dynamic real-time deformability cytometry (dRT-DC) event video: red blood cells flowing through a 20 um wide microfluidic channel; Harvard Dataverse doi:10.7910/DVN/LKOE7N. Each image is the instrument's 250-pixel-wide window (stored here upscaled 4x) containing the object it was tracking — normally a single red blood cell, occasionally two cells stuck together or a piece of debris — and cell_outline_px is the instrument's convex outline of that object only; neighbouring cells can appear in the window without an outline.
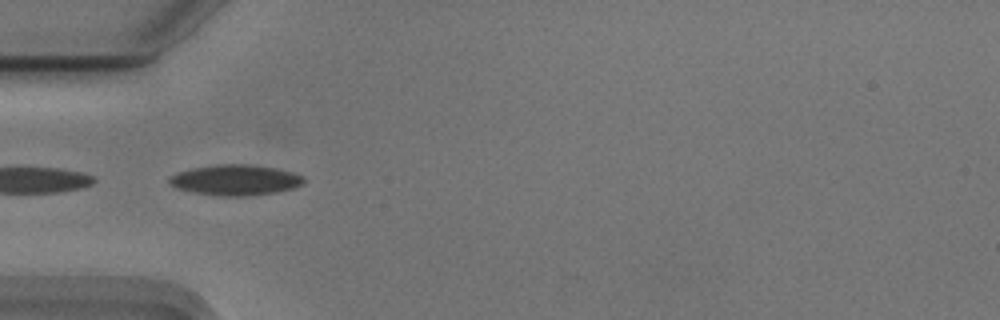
{"species": "Egyptian fruit bat (a non-hibernating species)", "species_latin": "Rousettus aegyptiacus", "temperature_condition": "cold", "stored_images_in_passage": 36, "camera_frame_rate_fps": 3000, "um_per_image_px": 0.085, "animal": {"sex": "male"}, "frame": {"image": 1, "passage_image": 16, "time_ms": 5.0, "image_size_px": [1000, 320], "cell_outline_px": [[304, 184], [292, 188], [276, 192], [248, 196], [216, 196], [192, 192], [176, 188], [168, 184], [168, 176], [192, 168], [216, 164], [252, 164], [276, 168], [292, 172], [304, 176]], "centroid_in_image_um": [19.99, 15.3], "position_along_channel_um": 65.0, "area_um2": 24.22}}
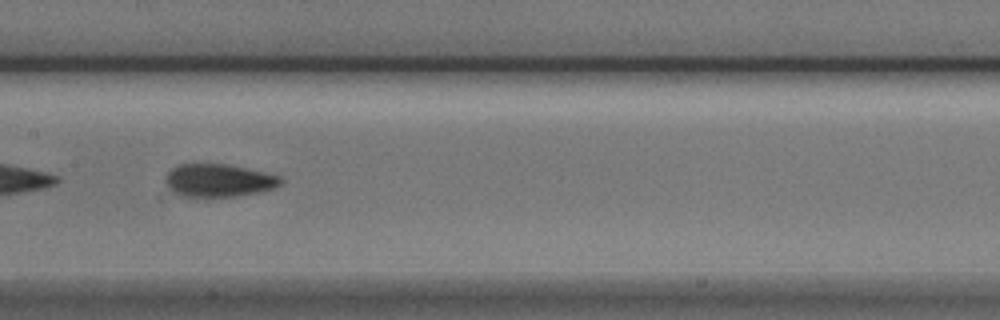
{"frame": {"image": 2, "passage_image": 26, "time_ms": 8.333, "image_size_px": [1000, 320], "cell_outline_px": [[284, 180], [276, 188], [260, 192], [236, 196], [180, 196], [172, 192], [168, 188], [164, 180], [168, 172], [172, 168], [180, 164], [228, 164], [264, 172], [280, 176]], "centroid_in_image_um": [18.59, 15.34], "position_along_channel_um": 188.8, "area_um2": 22.14}}